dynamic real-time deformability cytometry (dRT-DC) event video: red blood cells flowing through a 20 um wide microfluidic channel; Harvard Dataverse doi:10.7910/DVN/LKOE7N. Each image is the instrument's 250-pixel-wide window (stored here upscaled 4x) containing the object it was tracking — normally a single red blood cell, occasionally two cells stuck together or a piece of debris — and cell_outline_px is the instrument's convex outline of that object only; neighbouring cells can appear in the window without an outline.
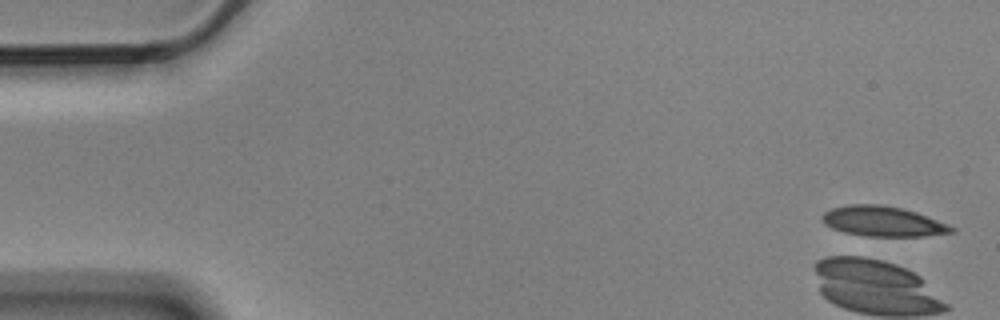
{"species": "Egyptian fruit bat (a non-hibernating species)", "species_latin": "Rousettus aegyptiacus", "temperature_condition": "cold", "stored_images_in_passage": 6, "camera_frame_rate_fps": 3000, "um_per_image_px": 0.085, "animal": {"sex": "male"}, "frame": {"image": 1, "passage_image": 1, "time_ms": 0.0, "image_size_px": [1000, 320], "cell_outline_px": [[956, 232], [924, 236], [868, 236], [844, 232], [832, 228], [824, 220], [824, 212], [832, 208], [848, 204], [884, 204], [916, 212], [948, 224], [956, 228]], "centroid_in_image_um": [75.1, 18.81], "position_along_channel_um": 9.9, "area_um2": 22.48}}